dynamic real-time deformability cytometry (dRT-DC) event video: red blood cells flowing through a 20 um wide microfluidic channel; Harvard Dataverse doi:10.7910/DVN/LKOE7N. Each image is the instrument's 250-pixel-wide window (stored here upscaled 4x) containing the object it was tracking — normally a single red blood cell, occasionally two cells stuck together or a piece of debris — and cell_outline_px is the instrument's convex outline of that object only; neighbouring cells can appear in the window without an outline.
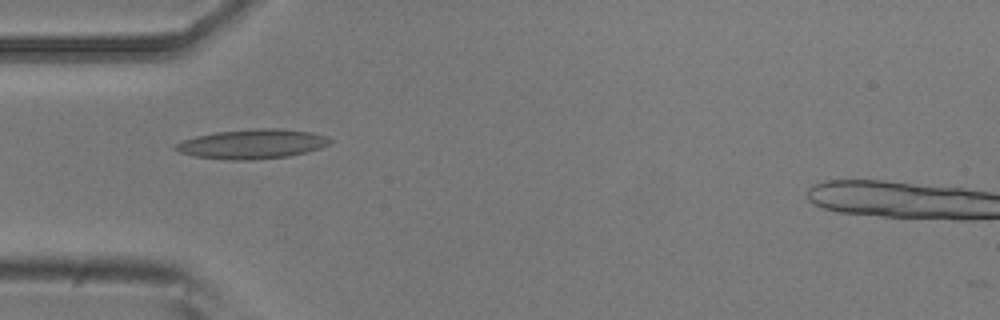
{"species": "common noctule bat (a hibernating species)", "species_latin": "Nyctalus noctula", "temperature_condition": "room temperature", "stored_images_in_passage": 7, "camera_frame_rate_fps": 3000, "um_per_image_px": 0.085, "animal": {"sex": "male", "body_mass_g": 20.5, "forearm_length_mm": 52.5}, "frame": {"image": 1, "passage_image": 5, "time_ms": 1.333, "image_size_px": [1000, 320], "cell_outline_px": [[332, 140], [328, 144], [320, 148], [288, 156], [252, 160], [228, 160], [196, 156], [180, 152], [172, 148], [176, 144], [184, 140], [196, 136], [216, 132], [256, 128], [280, 128], [312, 132], [328, 136]], "centroid_in_image_um": [21.46, 12.23], "position_along_channel_um": 63.5, "area_um2": 26.47}}
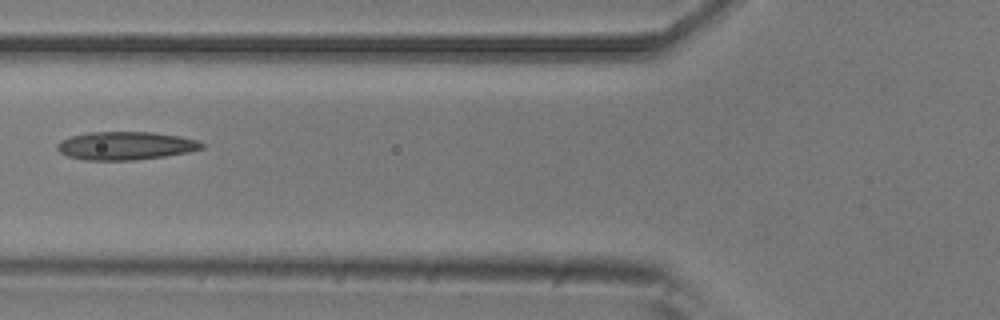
{"frame": {"image": 2, "passage_image": 6, "time_ms": 1.667, "image_size_px": [1000, 320], "cell_outline_px": [[204, 148], [188, 152], [164, 156], [132, 160], [84, 160], [68, 156], [60, 152], [56, 148], [56, 144], [60, 140], [72, 136], [88, 132], [152, 132], [180, 136], [196, 140], [204, 144]], "centroid_in_image_um": [10.65, 12.38], "position_along_channel_um": 115.1, "area_um2": 23.7}}
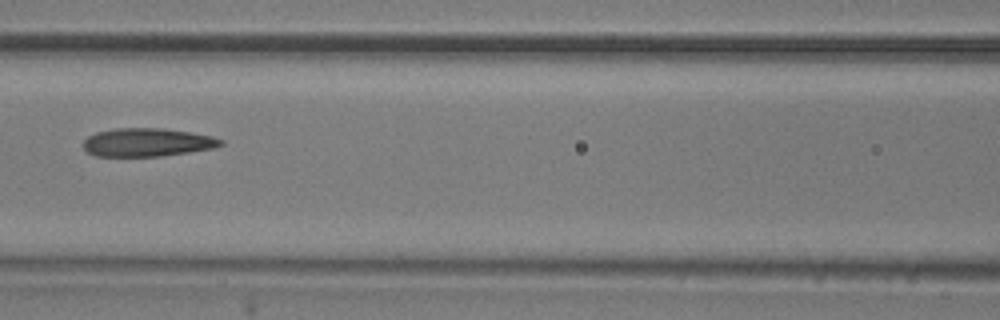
{"frame": {"image": 3, "passage_image": 7, "time_ms": 2.0, "image_size_px": [1000, 320], "cell_outline_px": [[224, 144], [212, 148], [188, 152], [160, 156], [96, 156], [88, 152], [84, 148], [84, 140], [88, 136], [96, 132], [116, 128], [164, 128], [212, 136], [224, 140]], "centroid_in_image_um": [12.51, 12.09], "position_along_channel_um": 154.1, "area_um2": 22.54}}